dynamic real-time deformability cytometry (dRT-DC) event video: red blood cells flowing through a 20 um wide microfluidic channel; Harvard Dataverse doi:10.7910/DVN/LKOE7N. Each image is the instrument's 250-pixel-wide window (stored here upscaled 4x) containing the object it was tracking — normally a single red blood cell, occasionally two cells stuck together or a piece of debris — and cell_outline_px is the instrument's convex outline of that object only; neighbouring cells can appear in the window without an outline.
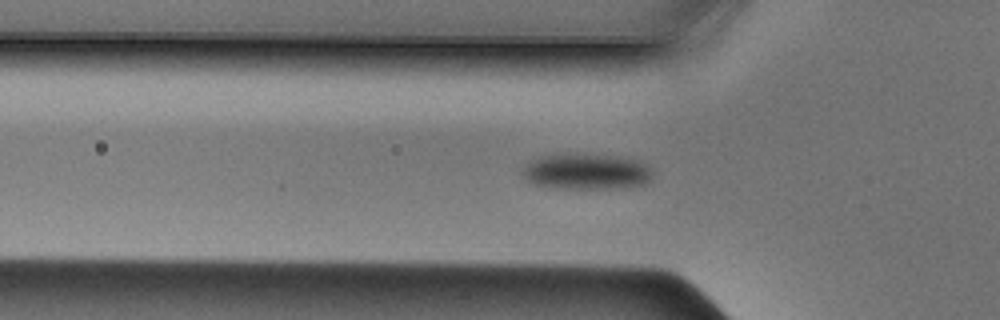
{"species": "Egyptian fruit bat (a non-hibernating species)", "species_latin": "Rousettus aegyptiacus", "temperature_condition": "cold", "stored_images_in_passage": 40, "camera_frame_rate_fps": 3000, "um_per_image_px": 0.085, "animal": {"sex": "male"}, "frame": {"image": 1, "passage_image": 6, "time_ms": 1.667, "image_size_px": [1000, 320], "cell_outline_px": [[652, 176], [644, 184], [616, 188], [556, 188], [536, 184], [528, 180], [520, 172], [520, 168], [532, 160], [540, 156], [576, 152], [612, 156], [640, 160], [652, 172]], "centroid_in_image_um": [49.79, 14.56], "position_along_channel_um": 76.0, "area_um2": 27.28}}
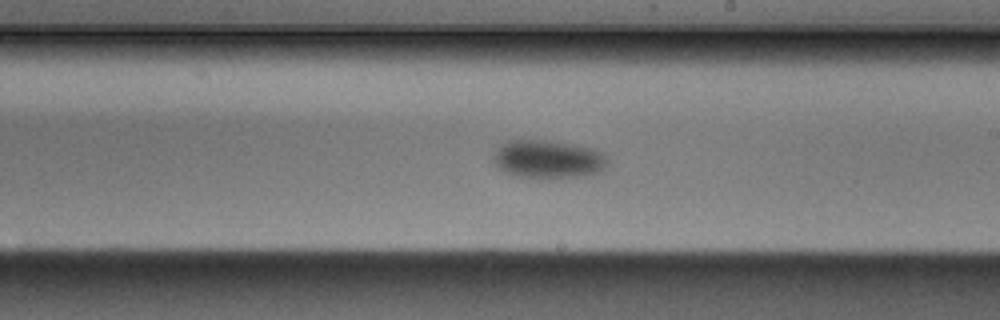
{"frame": {"image": 2, "passage_image": 18, "time_ms": 5.667, "image_size_px": [1000, 320], "cell_outline_px": [[608, 164], [600, 172], [584, 176], [520, 176], [504, 172], [492, 160], [492, 156], [508, 140], [544, 140], [572, 144], [592, 148], [600, 152], [608, 160]], "centroid_in_image_um": [46.6, 13.51], "position_along_channel_um": 242.4, "area_um2": 24.68}}
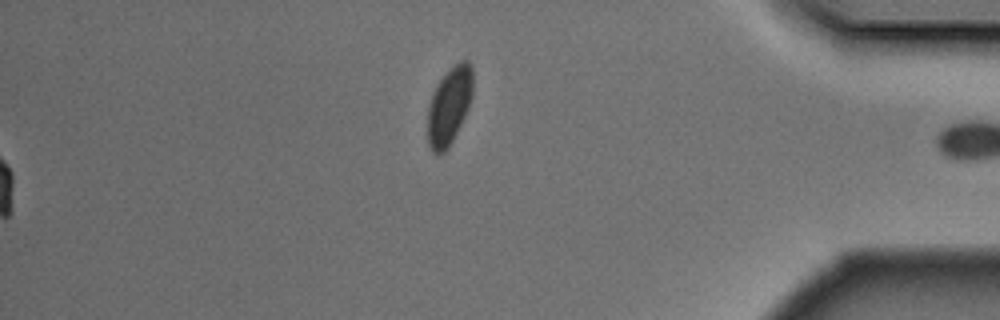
{"frame": {"image": 3, "passage_image": 40, "time_ms": 13.0, "image_size_px": [1000, 320], "cell_outline_px": [[472, 96], [468, 108], [448, 148], [444, 152], [432, 152], [428, 144], [428, 108], [432, 96], [440, 80], [448, 68], [460, 60], [468, 60], [472, 68]], "centroid_in_image_um": [38.19, 8.95], "position_along_channel_um": 397.0, "area_um2": 20.06}}